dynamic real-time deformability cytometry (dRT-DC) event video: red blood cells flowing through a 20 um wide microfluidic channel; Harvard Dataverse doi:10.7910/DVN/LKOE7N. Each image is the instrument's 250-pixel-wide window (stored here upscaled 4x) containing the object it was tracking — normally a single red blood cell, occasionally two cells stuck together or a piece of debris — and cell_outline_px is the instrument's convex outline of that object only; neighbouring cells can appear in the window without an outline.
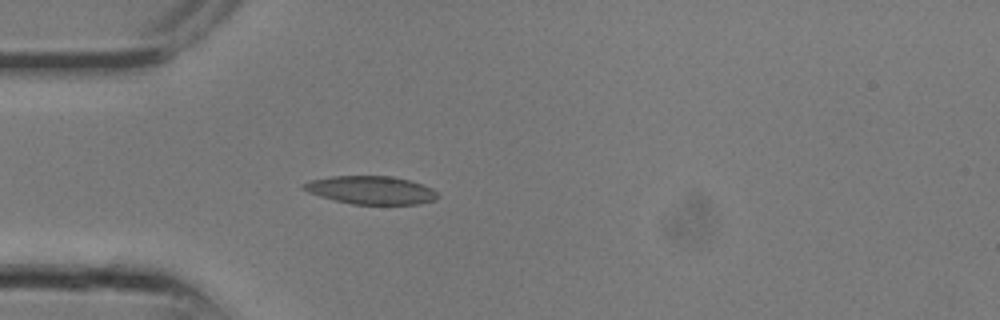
{"species": "common noctule bat (a hibernating species)", "species_latin": "Nyctalus noctula", "temperature_condition": "room temperature", "stored_images_in_passage": 7, "camera_frame_rate_fps": 3000, "um_per_image_px": 0.085, "animal": {"sex": "male", "body_mass_g": 13.3}, "frame": {"image": 1, "passage_image": 5, "time_ms": 1.333, "image_size_px": [1000, 320], "cell_outline_px": [[440, 196], [436, 200], [420, 204], [352, 204], [320, 196], [308, 192], [300, 188], [300, 184], [312, 180], [332, 176], [392, 176], [408, 180], [432, 188]], "centroid_in_image_um": [31.53, 16.16], "position_along_channel_um": 53.5, "area_um2": 21.96}}
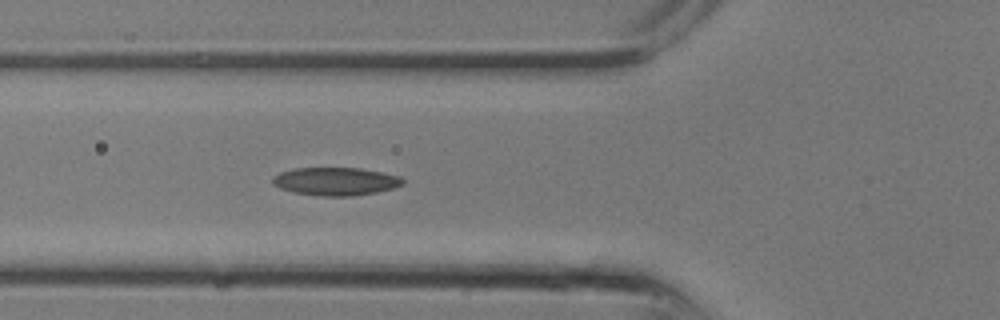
{"frame": {"image": 2, "passage_image": 7, "time_ms": 2.0, "image_size_px": [1000, 320], "cell_outline_px": [[404, 184], [396, 188], [376, 192], [352, 196], [320, 196], [292, 192], [280, 188], [272, 184], [272, 176], [280, 172], [292, 168], [360, 168], [400, 176], [404, 180]], "centroid_in_image_um": [28.51, 15.42], "position_along_channel_um": 97.3, "area_um2": 21.44}}